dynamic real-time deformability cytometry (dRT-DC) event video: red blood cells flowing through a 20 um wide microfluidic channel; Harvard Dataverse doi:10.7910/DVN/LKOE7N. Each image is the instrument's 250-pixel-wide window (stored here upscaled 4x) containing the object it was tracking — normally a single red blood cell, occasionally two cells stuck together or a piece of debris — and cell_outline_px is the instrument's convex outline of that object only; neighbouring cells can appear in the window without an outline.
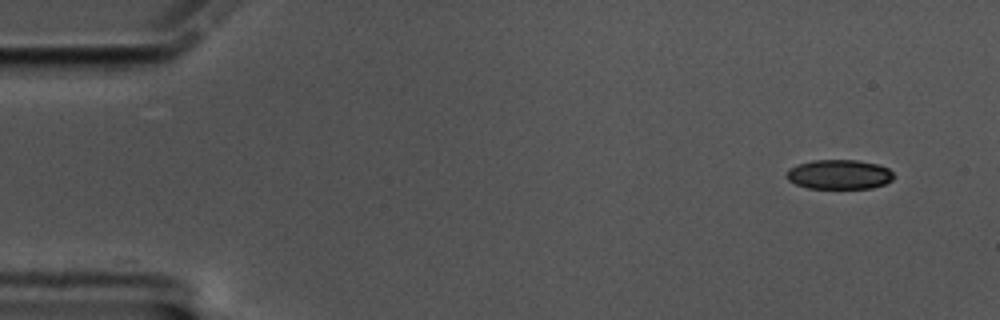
{"species": "common noctule bat (a hibernating species)", "species_latin": "Nyctalus noctula", "temperature_condition": "cold", "stored_images_in_passage": 56, "camera_frame_rate_fps": 3000, "um_per_image_px": 0.085, "animal": {"sex": "male", "body_mass_g": 17.5, "forearm_length_mm": 52.3}, "frame": {"image": 1, "passage_image": 1, "time_ms": 0.0, "image_size_px": [1000, 320], "cell_outline_px": [[892, 180], [884, 184], [872, 188], [808, 188], [796, 184], [788, 180], [784, 176], [784, 172], [788, 168], [796, 164], [812, 160], [856, 160], [876, 164], [888, 168], [892, 172]], "centroid_in_image_um": [71.25, 14.82], "position_along_channel_um": 13.7, "area_um2": 18.55}}
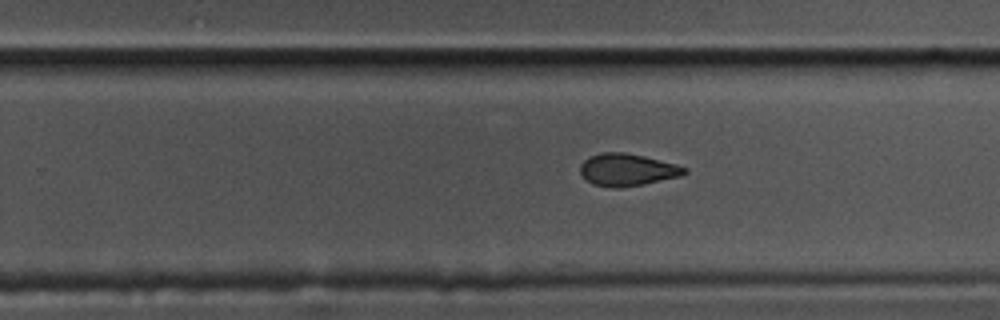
{"frame": {"image": 2, "passage_image": 34, "time_ms": 11.0, "image_size_px": [1000, 320], "cell_outline_px": [[688, 172], [680, 176], [644, 184], [620, 188], [612, 188], [592, 184], [580, 172], [580, 164], [584, 160], [600, 152], [624, 152], [644, 156], [676, 164], [688, 168]], "centroid_in_image_um": [53.33, 14.43], "position_along_channel_um": 276.5, "area_um2": 19.59}}
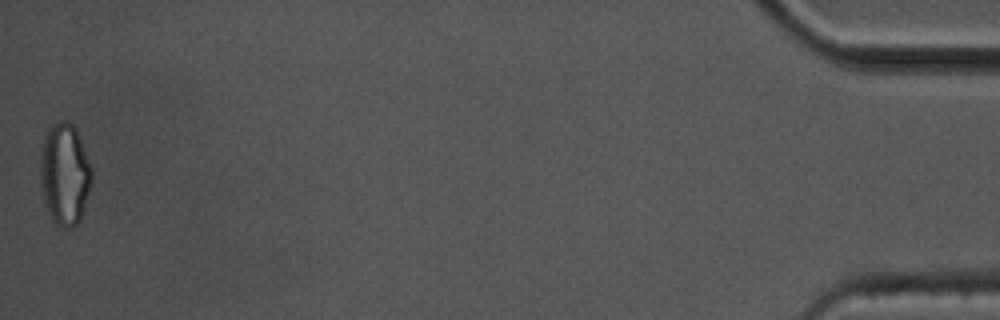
{"frame": {"image": 3, "passage_image": 56, "time_ms": 18.333, "image_size_px": [1000, 320], "cell_outline_px": [[92, 180], [84, 208], [80, 220], [72, 228], [60, 228], [48, 216], [44, 204], [40, 184], [40, 152], [44, 132], [52, 124], [60, 120], [68, 120], [76, 128], [92, 168]], "centroid_in_image_um": [5.47, 14.8], "position_along_channel_um": 429.7, "area_um2": 31.27}, "authors_computed_cell_mechanics": {"area_um2": 20.2011, "velocity_mm_per_s": 3.3904, "shape_relaxation_time_tau1_ms": 8.0963, "shape_relaxation_time_tau2_ms": 4.9566, "deformation_change_tau1": 0.1484, "deformation_change_tau2": 0.0963}}